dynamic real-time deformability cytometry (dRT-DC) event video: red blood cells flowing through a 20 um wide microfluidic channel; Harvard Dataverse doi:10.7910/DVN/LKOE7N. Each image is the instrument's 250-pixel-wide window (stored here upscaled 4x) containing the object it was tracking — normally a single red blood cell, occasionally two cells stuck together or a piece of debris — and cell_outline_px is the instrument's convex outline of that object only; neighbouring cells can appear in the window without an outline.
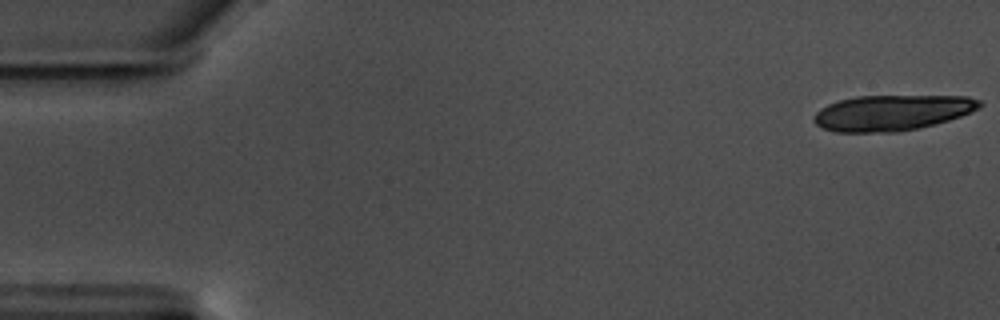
{"species": "common noctule bat (a hibernating species)", "species_latin": "Nyctalus noctula", "temperature_condition": "warm", "stored_images_in_passage": 19, "camera_frame_rate_fps": 3000, "um_per_image_px": 0.085, "animal": {"sex": "male", "body_mass_g": 17.5, "forearm_length_mm": 52.3}, "frame": {"image": 1, "passage_image": 1, "time_ms": 0.0, "image_size_px": [1000, 320], "cell_outline_px": [[984, 104], [980, 108], [960, 116], [936, 124], [920, 128], [900, 132], [836, 132], [820, 128], [812, 120], [812, 116], [820, 108], [828, 104], [840, 100], [856, 96], [968, 96], [980, 100]], "centroid_in_image_um": [75.81, 9.59], "position_along_channel_um": 9.2, "area_um2": 34.74}}